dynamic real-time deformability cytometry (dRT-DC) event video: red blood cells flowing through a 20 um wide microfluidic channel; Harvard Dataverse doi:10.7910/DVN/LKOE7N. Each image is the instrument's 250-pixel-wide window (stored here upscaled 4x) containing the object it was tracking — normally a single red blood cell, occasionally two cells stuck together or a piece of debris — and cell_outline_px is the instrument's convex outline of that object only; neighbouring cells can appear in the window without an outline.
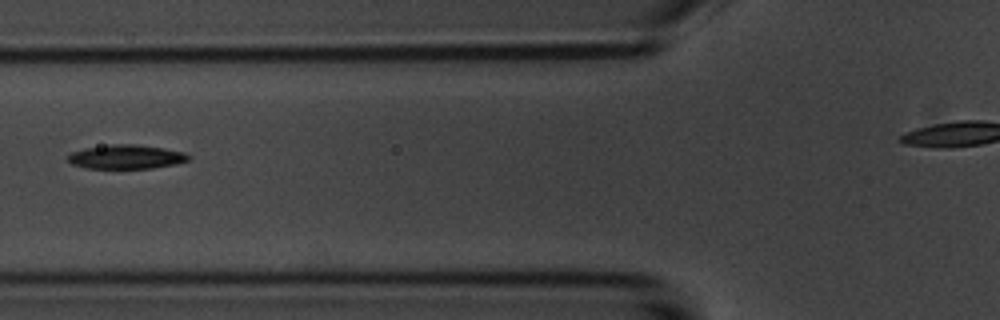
{"species": "common noctule bat (a hibernating species)", "species_latin": "Nyctalus noctula", "temperature_condition": "room temperature", "stored_images_in_passage": 3, "segment_of_instrument_passage": [1, 2], "camera_frame_rate_fps": 3000, "um_per_image_px": 0.085, "animal": {"sex": "male", "body_mass_g": 20.1, "forearm_length_mm": 53.5}, "frame": {"image": 1, "passage_image": 2, "time_ms": 1.333, "image_size_px": [1000, 320], "cell_outline_px": [[192, 156], [188, 160], [176, 164], [152, 168], [88, 168], [72, 164], [68, 160], [68, 156], [72, 152], [84, 148], [112, 144], [136, 144], [164, 148], [184, 152]], "centroid_in_image_um": [10.76, 13.32], "position_along_channel_um": 115.0, "area_um2": 16.88}}